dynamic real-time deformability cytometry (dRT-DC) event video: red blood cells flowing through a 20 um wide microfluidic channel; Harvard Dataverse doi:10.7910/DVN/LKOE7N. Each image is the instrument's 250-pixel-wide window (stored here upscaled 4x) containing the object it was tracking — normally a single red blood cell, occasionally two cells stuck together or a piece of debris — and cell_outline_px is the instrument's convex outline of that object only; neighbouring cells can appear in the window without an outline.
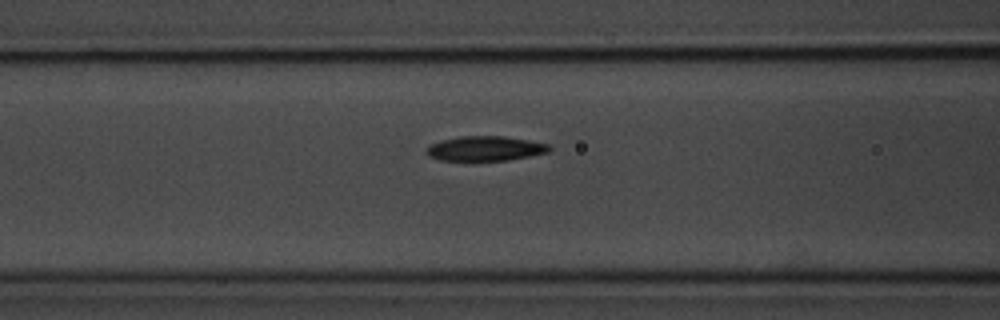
{"species": "common noctule bat (a hibernating species)", "species_latin": "Nyctalus noctula", "temperature_condition": "room temperature", "stored_images_in_passage": 16, "camera_frame_rate_fps": 3000, "um_per_image_px": 0.085, "animal": {"sex": "male", "body_mass_g": 20.1, "forearm_length_mm": 53.5}, "frame": {"image": 1, "passage_image": 14, "time_ms": 4.333, "image_size_px": [1000, 320], "cell_outline_px": [[552, 148], [548, 152], [508, 160], [440, 160], [428, 156], [424, 152], [428, 144], [440, 140], [460, 136], [504, 136], [528, 140], [548, 144]], "centroid_in_image_um": [41.18, 12.61], "position_along_channel_um": 125.4, "area_um2": 17.74}}